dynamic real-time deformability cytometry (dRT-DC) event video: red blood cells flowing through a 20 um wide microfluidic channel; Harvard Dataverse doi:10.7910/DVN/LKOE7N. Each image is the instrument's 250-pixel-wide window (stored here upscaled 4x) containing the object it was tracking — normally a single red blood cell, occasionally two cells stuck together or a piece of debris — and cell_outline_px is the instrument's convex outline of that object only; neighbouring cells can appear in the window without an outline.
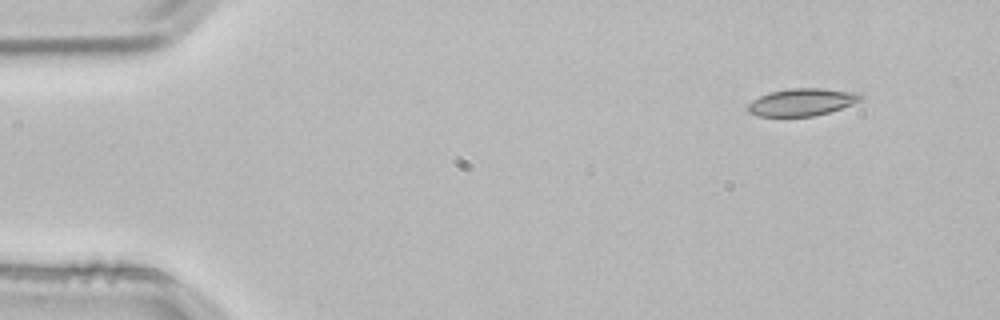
{"species": "common noctule bat (a hibernating species)", "species_latin": "Nyctalus noctula", "temperature_condition": "room temperature", "stored_images_in_passage": 3, "segment_of_instrument_passage": [2, 2], "camera_frame_rate_fps": 3000, "um_per_image_px": 0.085, "animal": {"sex": "male", "body_mass_g": 21.5, "forearm_length_mm": 52.0}, "frame": {"image": 1, "passage_image": 3, "time_ms": 0.667, "image_size_px": [1000, 320], "cell_outline_px": [[864, 96], [860, 100], [852, 104], [828, 112], [812, 116], [760, 116], [748, 112], [748, 104], [752, 100], [768, 92], [788, 88], [824, 88], [864, 92]], "centroid_in_image_um": [68.21, 8.65], "position_along_channel_um": 16.8, "area_um2": 18.15}}